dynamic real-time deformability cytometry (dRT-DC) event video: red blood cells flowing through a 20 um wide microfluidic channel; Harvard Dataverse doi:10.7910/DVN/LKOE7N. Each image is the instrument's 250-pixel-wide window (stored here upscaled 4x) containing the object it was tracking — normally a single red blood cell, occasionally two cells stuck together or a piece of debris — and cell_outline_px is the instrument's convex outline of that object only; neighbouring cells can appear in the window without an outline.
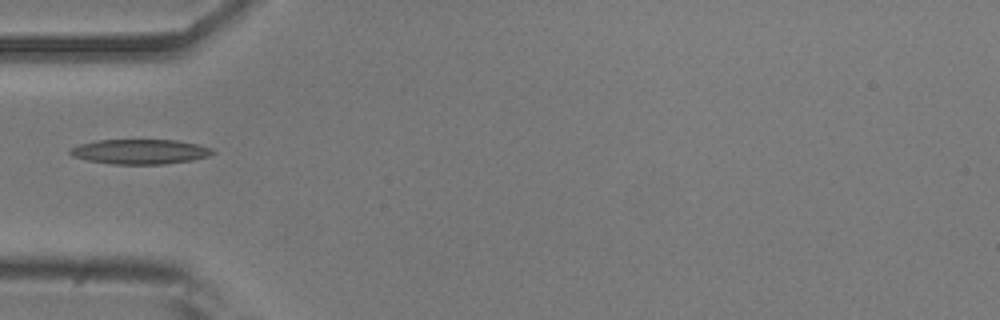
{"species": "common noctule bat (a hibernating species)", "species_latin": "Nyctalus noctula", "temperature_condition": "room temperature", "stored_images_in_passage": 37, "camera_frame_rate_fps": 3000, "um_per_image_px": 0.085, "animal": {"sex": "male", "body_mass_g": 20.5, "forearm_length_mm": 52.5}, "frame": {"image": 1, "passage_image": 1, "time_ms": 0.0, "image_size_px": [1000, 320], "cell_outline_px": [[216, 152], [208, 156], [192, 160], [164, 164], [112, 164], [88, 160], [72, 156], [68, 152], [68, 148], [80, 144], [96, 140], [176, 140], [200, 144], [212, 148]], "centroid_in_image_um": [11.9, 12.88], "position_along_channel_um": 73.1, "area_um2": 20.75}}
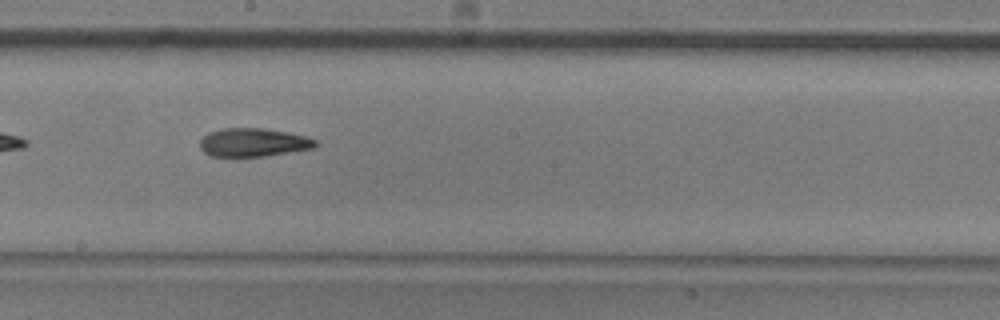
{"frame": {"image": 2, "passage_image": 13, "time_ms": 4.0, "image_size_px": [1000, 320], "cell_outline_px": [[320, 144], [316, 148], [264, 156], [212, 156], [204, 152], [200, 148], [200, 140], [208, 132], [220, 128], [264, 128], [288, 132], [304, 136], [316, 140]], "centroid_in_image_um": [21.55, 12.1], "position_along_channel_um": 226.6, "area_um2": 19.25}}
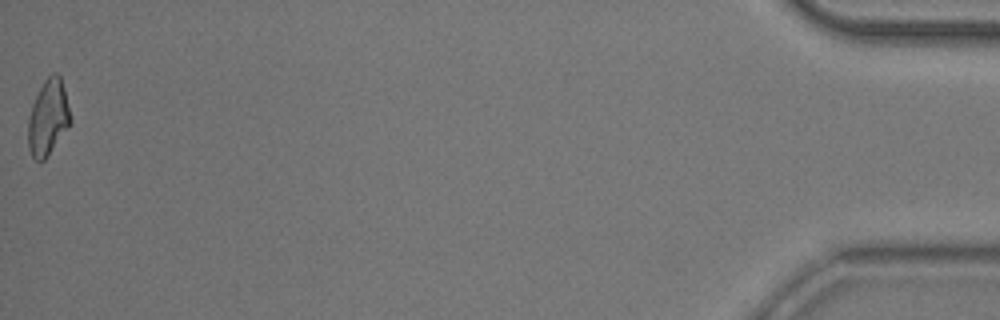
{"frame": {"image": 3, "passage_image": 37, "time_ms": 12.0, "image_size_px": [1000, 320], "cell_outline_px": [[72, 120], [68, 128], [44, 160], [36, 160], [32, 156], [28, 148], [28, 116], [32, 104], [44, 80], [52, 72], [56, 72], [60, 76]], "centroid_in_image_um": [4.08, 9.99], "position_along_channel_um": 431.1, "area_um2": 18.5}}